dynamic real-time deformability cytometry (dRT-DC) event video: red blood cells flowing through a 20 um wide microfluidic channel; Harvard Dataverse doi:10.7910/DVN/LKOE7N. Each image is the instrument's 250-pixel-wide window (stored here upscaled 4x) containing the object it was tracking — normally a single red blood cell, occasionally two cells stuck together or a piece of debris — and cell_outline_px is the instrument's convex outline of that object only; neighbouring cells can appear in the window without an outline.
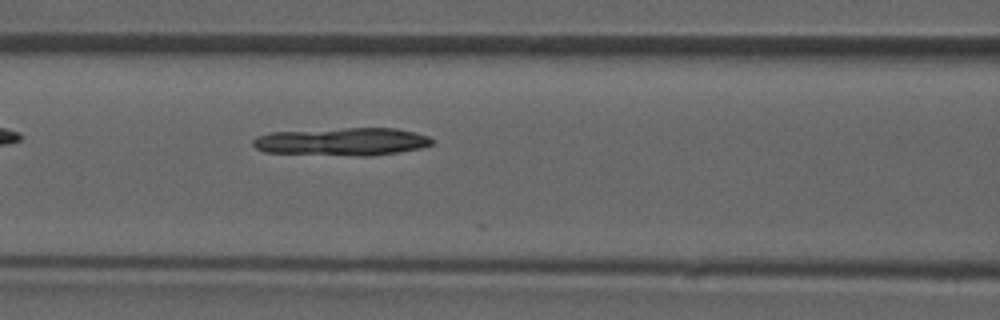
{"species": "common noctule bat (a hibernating species)", "species_latin": "Nyctalus noctula", "temperature_condition": "room temperature", "stored_images_in_passage": 5, "camera_frame_rate_fps": 3000, "um_per_image_px": 0.085, "animal": {"sex": "male", "forearm_length_mm": 52.5}, "frame": {"image": 1, "passage_image": 5, "time_ms": 4.667, "image_size_px": [1000, 320], "cell_outline_px": [[436, 140], [432, 144], [420, 148], [400, 152], [372, 156], [356, 156], [264, 152], [256, 148], [252, 144], [252, 140], [256, 136], [272, 132], [344, 128], [396, 128], [416, 132], [428, 136]], "centroid_in_image_um": [29.12, 12.04], "position_along_channel_um": 137.5, "area_um2": 29.3}}